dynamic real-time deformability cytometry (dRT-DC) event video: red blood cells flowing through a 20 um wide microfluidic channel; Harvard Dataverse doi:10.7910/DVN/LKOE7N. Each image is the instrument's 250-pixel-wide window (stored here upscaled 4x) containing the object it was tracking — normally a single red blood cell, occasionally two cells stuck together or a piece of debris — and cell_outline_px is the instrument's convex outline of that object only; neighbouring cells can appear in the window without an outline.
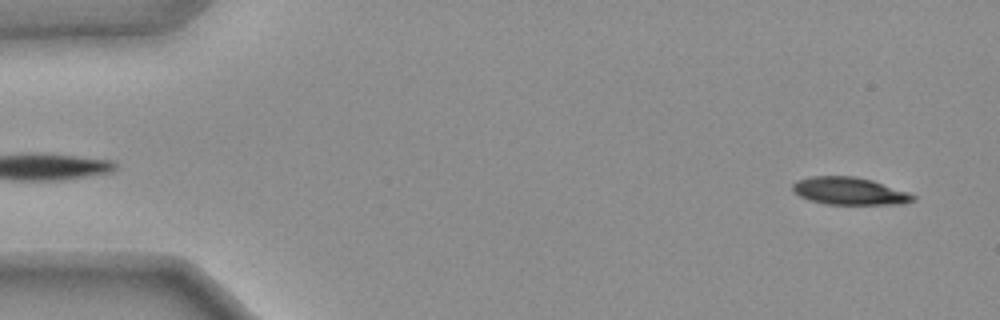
{"species": "common noctule bat (a hibernating species)", "species_latin": "Nyctalus noctula", "temperature_condition": "warm", "stored_images_in_passage": 46, "camera_frame_rate_fps": 3000, "um_per_image_px": 0.085, "animal": {"sex": "female", "body_mass_g": 25.1}, "frame": {"image": 1, "passage_image": 2, "time_ms": 0.333, "image_size_px": [1000, 320], "cell_outline_px": [[916, 200], [904, 204], [824, 204], [808, 200], [792, 192], [792, 184], [796, 180], [812, 176], [856, 176], [872, 180], [908, 192], [916, 196]], "centroid_in_image_um": [72.18, 16.24], "position_along_channel_um": 12.8, "area_um2": 19.48}}
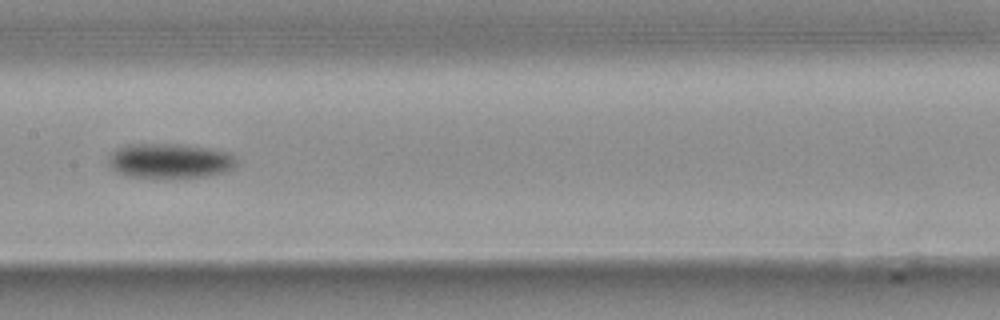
{"frame": {"image": 2, "passage_image": 26, "time_ms": 8.333, "image_size_px": [1000, 320], "cell_outline_px": [[236, 164], [232, 168], [224, 172], [208, 176], [132, 176], [120, 172], [112, 168], [108, 160], [112, 152], [116, 148], [128, 144], [176, 144], [208, 148], [224, 152], [232, 156], [236, 160]], "centroid_in_image_um": [14.42, 13.64], "position_along_channel_um": 193.0, "area_um2": 25.03}}
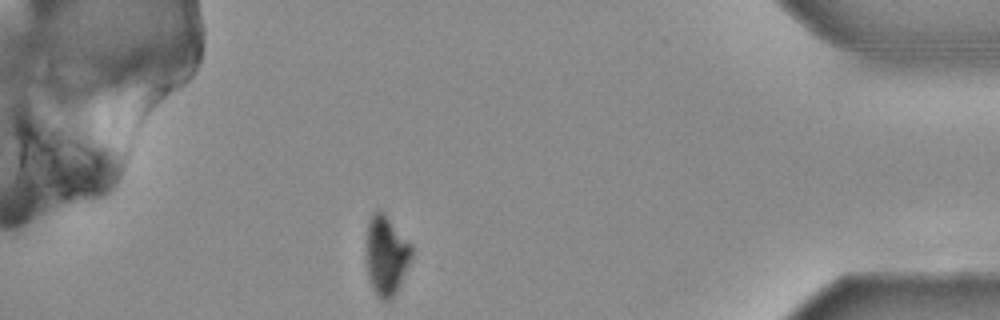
{"frame": {"image": 3, "passage_image": 46, "time_ms": 15.0, "image_size_px": [1000, 320], "cell_outline_px": [[412, 256], [400, 284], [392, 300], [384, 300], [372, 288], [368, 276], [368, 224], [372, 212], [376, 208], [380, 208], [384, 212], [412, 244]], "centroid_in_image_um": [32.86, 21.66], "position_along_channel_um": 402.3, "area_um2": 20.69}, "authors_computed_cell_mechanics": {"area_um2": 23.2934, "velocity_mm_per_s": 3.7525, "shape_relaxation_time_tau1_ms": 3.984, "shape_relaxation_time_tau2_ms": null, "deformation_change_tau1": 0.1643, "deformation_change_tau2": null}}